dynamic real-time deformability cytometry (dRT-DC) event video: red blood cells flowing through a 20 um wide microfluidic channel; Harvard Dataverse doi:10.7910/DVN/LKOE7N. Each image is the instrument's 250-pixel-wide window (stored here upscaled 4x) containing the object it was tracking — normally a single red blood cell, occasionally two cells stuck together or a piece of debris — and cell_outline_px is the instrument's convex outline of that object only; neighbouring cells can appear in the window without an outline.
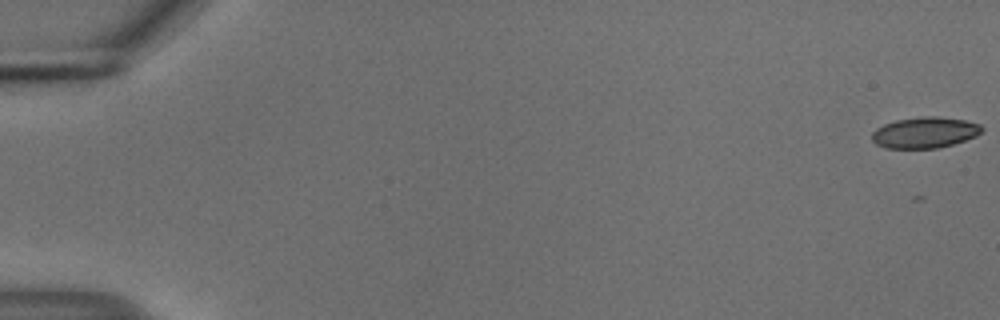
{"species": "common noctule bat (a hibernating species)", "species_latin": "Nyctalus noctula", "temperature_condition": "cold", "stored_images_in_passage": 55, "camera_frame_rate_fps": 3000, "um_per_image_px": 0.085, "animal": {"sex": "male", "body_mass_g": 18.8}, "frame": {"image": 1, "passage_image": 1, "time_ms": 0.0, "image_size_px": [1000, 320], "cell_outline_px": [[984, 128], [976, 136], [952, 144], [936, 148], [884, 148], [876, 144], [872, 140], [872, 132], [876, 128], [884, 124], [896, 120], [920, 116], [936, 116], [964, 120], [980, 124]], "centroid_in_image_um": [78.58, 11.26], "position_along_channel_um": 6.4, "area_um2": 19.83}}
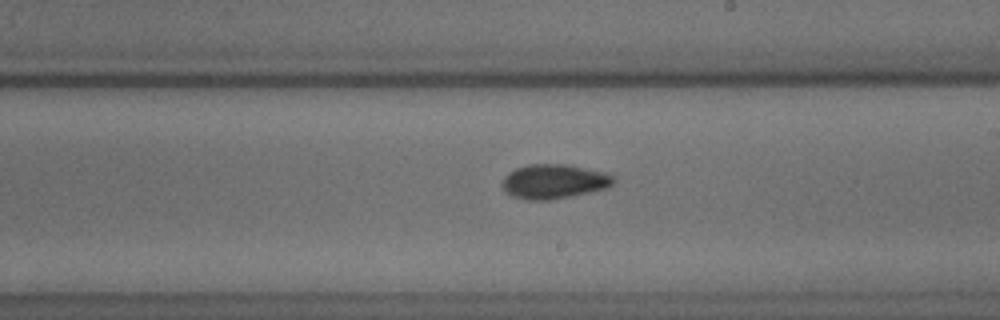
{"frame": {"image": 2, "passage_image": 33, "time_ms": 10.667, "image_size_px": [1000, 320], "cell_outline_px": [[616, 180], [608, 188], [572, 196], [548, 200], [528, 200], [512, 196], [504, 192], [504, 176], [508, 172], [516, 168], [528, 164], [568, 164], [604, 172], [616, 176]], "centroid_in_image_um": [47.12, 15.42], "position_along_channel_um": 241.9, "area_um2": 22.48}}
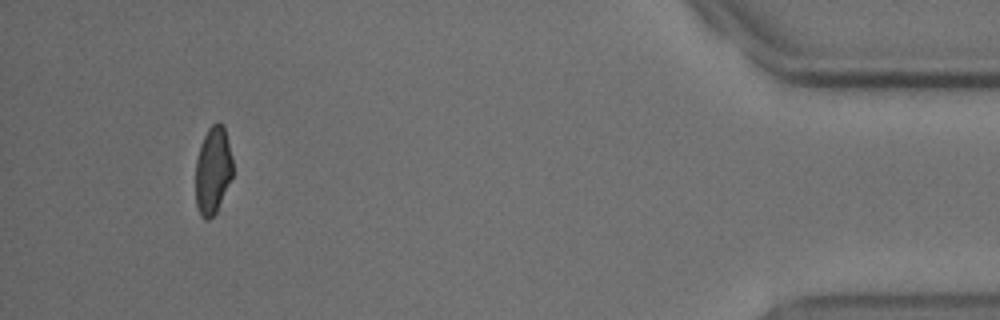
{"frame": {"image": 3, "passage_image": 52, "time_ms": 17.0, "image_size_px": [1000, 320], "cell_outline_px": [[232, 176], [216, 212], [208, 220], [204, 220], [200, 216], [196, 208], [196, 160], [200, 144], [208, 128], [216, 120], [220, 120], [224, 124], [232, 156]], "centroid_in_image_um": [18.09, 14.44], "position_along_channel_um": 417.1, "area_um2": 19.19}, "authors_computed_cell_mechanics": {"area_um2": 20.808, "velocity_mm_per_s": 3.7353, "shape_relaxation_time_tau1_ms": 4.5043, "shape_relaxation_time_tau2_ms": 3.6382, "deformation_change_tau1": 0.1132, "deformation_change_tau2": 0.0881}}